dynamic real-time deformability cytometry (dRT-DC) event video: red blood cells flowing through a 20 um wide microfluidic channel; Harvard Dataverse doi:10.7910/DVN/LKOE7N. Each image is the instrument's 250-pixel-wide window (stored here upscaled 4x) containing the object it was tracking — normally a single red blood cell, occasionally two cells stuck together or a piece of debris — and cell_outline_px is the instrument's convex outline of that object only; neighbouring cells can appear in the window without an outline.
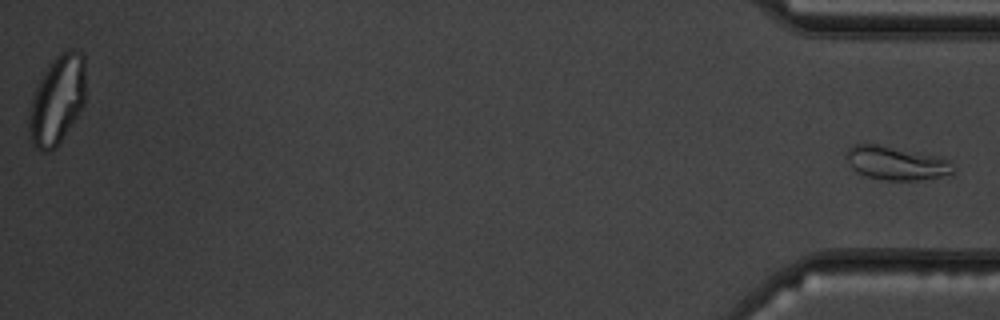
{"species": "common noctule bat (a hibernating species)", "species_latin": "Nyctalus noctula", "temperature_condition": "warm", "stored_images_in_passage": 53, "segment_of_instrument_passage": [2, 2], "camera_frame_rate_fps": 3000, "um_per_image_px": 0.085, "animal": {"sex": "male", "body_mass_g": 19.5, "forearm_length_mm": 54.6}, "frame": {"image": 1, "passage_image": 53, "time_ms": 17.333, "image_size_px": [1000, 320], "cell_outline_px": [[956, 168], [952, 172], [940, 176], [916, 180], [884, 180], [868, 176], [856, 172], [848, 164], [844, 156], [844, 152], [852, 144], [880, 144], [932, 156], [948, 160]], "centroid_in_image_um": [76.06, 13.85], "position_along_channel_um": 359.1, "area_um2": 20.69}}